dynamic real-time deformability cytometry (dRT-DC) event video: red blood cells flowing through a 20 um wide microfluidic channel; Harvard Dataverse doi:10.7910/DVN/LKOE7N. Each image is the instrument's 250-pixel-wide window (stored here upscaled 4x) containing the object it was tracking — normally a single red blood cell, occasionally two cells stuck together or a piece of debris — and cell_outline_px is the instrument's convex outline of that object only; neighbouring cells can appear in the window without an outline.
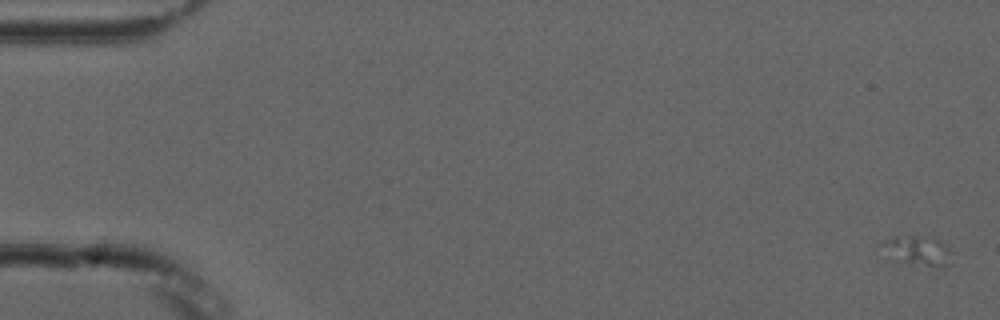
{"species": "common noctule bat (a hibernating species)", "species_latin": "Nyctalus noctula", "temperature_condition": "cold", "stored_images_in_passage": 1, "camera_frame_rate_fps": 3000, "um_per_image_px": 0.085, "animal": {"sex": "male", "forearm_length_mm": 52.5}, "frame": {"image": 1, "passage_image": 1, "time_ms": 0.0, "image_size_px": [1000, 320], "cell_outline_px": [[948, 252], [944, 264], [940, 268], [908, 260], [900, 256], [880, 244], [884, 240], [896, 236], [932, 236], [940, 240], [948, 248]], "centroid_in_image_um": [78.09, 21.19], "position_along_channel_um": 6.9, "area_um2": 10.35}}